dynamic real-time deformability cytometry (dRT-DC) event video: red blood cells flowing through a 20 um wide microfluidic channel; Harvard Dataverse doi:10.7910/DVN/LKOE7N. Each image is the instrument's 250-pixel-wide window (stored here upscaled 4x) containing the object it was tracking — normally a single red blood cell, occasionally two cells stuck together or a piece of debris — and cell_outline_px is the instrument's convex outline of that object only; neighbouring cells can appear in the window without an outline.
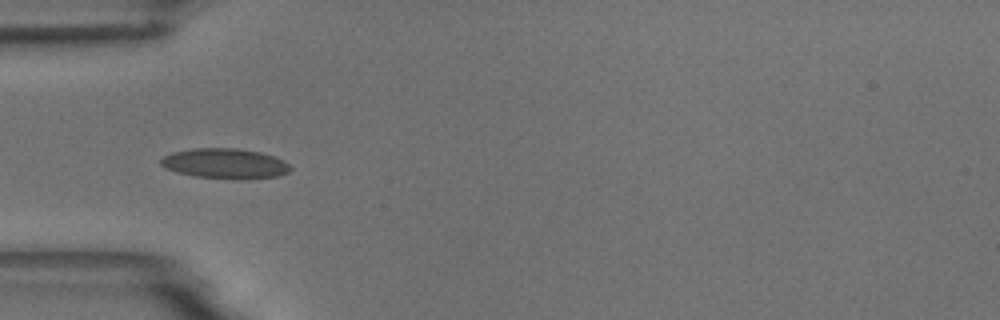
{"species": "common noctule bat (a hibernating species)", "species_latin": "Nyctalus noctula", "temperature_condition": "room temperature", "stored_images_in_passage": 23, "camera_frame_rate_fps": 3000, "um_per_image_px": 0.085, "animal": {"sex": "male", "body_mass_g": 18.8}, "frame": {"image": 1, "passage_image": 7, "time_ms": 2.0, "image_size_px": [1000, 320], "cell_outline_px": [[292, 168], [288, 172], [276, 176], [240, 180], [192, 176], [176, 172], [164, 168], [160, 164], [160, 160], [164, 156], [172, 152], [192, 148], [236, 148], [260, 152], [284, 160]], "centroid_in_image_um": [19.09, 13.91], "position_along_channel_um": 65.9, "area_um2": 22.95}}